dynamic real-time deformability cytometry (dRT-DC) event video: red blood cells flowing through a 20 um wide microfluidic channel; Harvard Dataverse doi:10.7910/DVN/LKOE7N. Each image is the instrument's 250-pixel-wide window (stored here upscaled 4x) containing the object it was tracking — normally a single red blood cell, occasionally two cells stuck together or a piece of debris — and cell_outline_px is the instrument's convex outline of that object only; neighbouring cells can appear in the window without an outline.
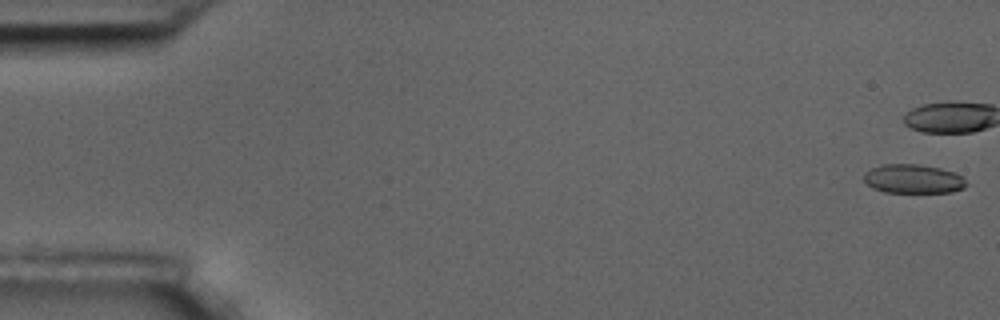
{"species": "common noctule bat (a hibernating species)", "species_latin": "Nyctalus noctula", "temperature_condition": "room temperature", "stored_images_in_passage": 18, "camera_frame_rate_fps": 3000, "um_per_image_px": 0.085, "animal": {"sex": "male", "body_mass_g": 17.5, "forearm_length_mm": 52.3}, "frame": {"image": 1, "passage_image": 1, "time_ms": 0.0, "image_size_px": [1000, 320], "cell_outline_px": [[968, 184], [964, 188], [952, 192], [884, 192], [872, 188], [864, 180], [864, 172], [880, 164], [916, 164], [940, 168], [964, 176]], "centroid_in_image_um": [77.63, 15.2], "position_along_channel_um": 7.4, "area_um2": 17.4}}